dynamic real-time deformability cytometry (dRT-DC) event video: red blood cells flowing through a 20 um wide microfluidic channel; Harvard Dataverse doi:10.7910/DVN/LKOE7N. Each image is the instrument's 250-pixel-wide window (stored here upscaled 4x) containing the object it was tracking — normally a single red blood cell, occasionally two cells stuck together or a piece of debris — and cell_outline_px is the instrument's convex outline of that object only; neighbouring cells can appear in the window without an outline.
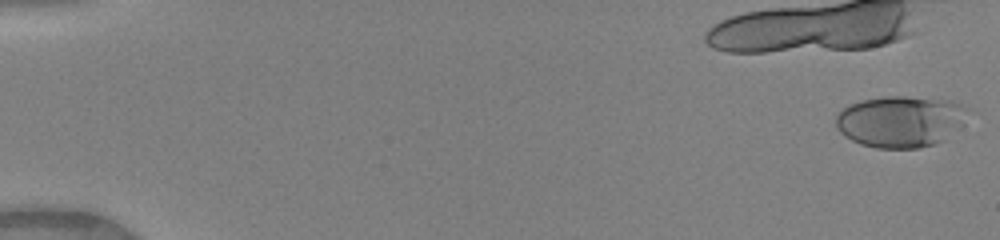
{"species": "human", "species_latin": "Homo sapiens", "temperature_condition": "warm", "stored_images_in_passage": 39, "camera_frame_rate_fps": 3000, "um_per_image_px": 0.085, "donor": {"sex": "female"}, "frame": {"image": 1, "passage_image": 1, "time_ms": 0.0, "image_size_px": [1000, 240], "cell_outline_px": [[968, 108], [964, 124], [944, 140], [936, 144], [920, 148], [876, 148], [860, 144], [844, 136], [836, 128], [836, 116], [844, 108], [852, 104], [864, 100], [884, 96], [904, 96], [952, 100]], "centroid_in_image_um": [76.57, 10.33], "position_along_channel_um": 8.4, "area_um2": 39.77}}
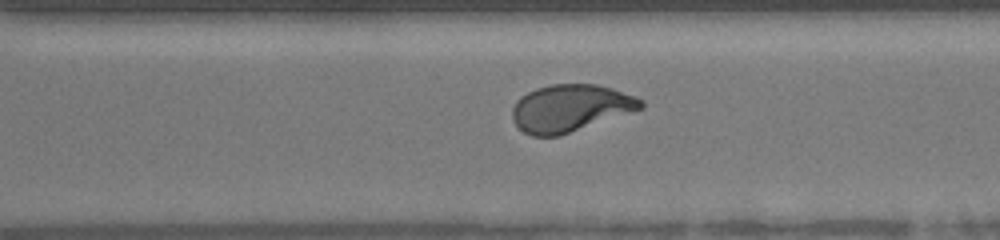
{"frame": {"image": 2, "passage_image": 32, "time_ms": 10.333, "image_size_px": [1000, 240], "cell_outline_px": [[644, 108], [560, 136], [532, 136], [524, 132], [512, 120], [512, 108], [516, 100], [520, 96], [536, 88], [548, 84], [596, 84], [612, 88], [636, 96], [644, 104]], "centroid_in_image_um": [48.46, 9.19], "position_along_channel_um": 322.1, "area_um2": 35.49}}
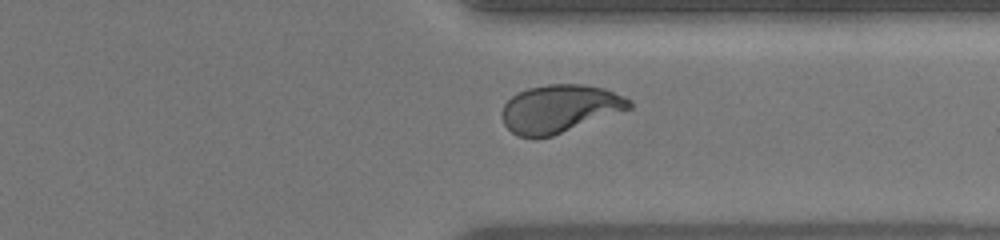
{"frame": {"image": 3, "passage_image": 35, "time_ms": 11.333, "image_size_px": [1000, 240], "cell_outline_px": [[632, 108], [552, 136], [536, 140], [516, 136], [504, 124], [500, 116], [504, 104], [512, 96], [528, 88], [548, 84], [584, 84], [604, 88], [632, 100]], "centroid_in_image_um": [47.54, 9.26], "position_along_channel_um": 363.9, "area_um2": 35.84}}